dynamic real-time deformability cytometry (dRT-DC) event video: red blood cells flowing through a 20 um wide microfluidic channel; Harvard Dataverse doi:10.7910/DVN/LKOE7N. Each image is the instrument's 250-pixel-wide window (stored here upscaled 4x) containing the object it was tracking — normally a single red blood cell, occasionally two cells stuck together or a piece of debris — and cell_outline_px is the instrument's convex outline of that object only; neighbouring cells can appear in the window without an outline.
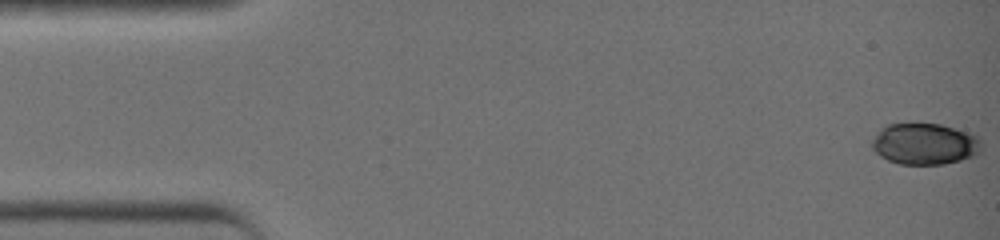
{"species": "common noctule bat (a hibernating species)", "species_latin": "Nyctalus noctula", "temperature_condition": "warm", "stored_images_in_passage": 42, "camera_frame_rate_fps": 3000, "um_per_image_px": 0.085, "animal": {"sex": "female", "body_mass_g": 19.0, "forearm_length_mm": 51.5}, "frame": {"image": 1, "passage_image": 1, "time_ms": 0.0, "image_size_px": [1000, 240], "cell_outline_px": [[980, 152], [972, 156], [960, 160], [944, 164], [900, 164], [888, 160], [880, 156], [872, 148], [872, 140], [880, 128], [888, 124], [940, 124], [976, 136], [980, 140]], "centroid_in_image_um": [78.56, 12.24], "position_along_channel_um": 6.4, "area_um2": 26.01}}
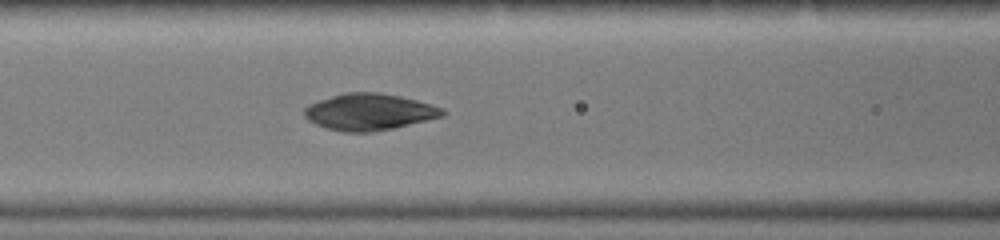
{"frame": {"image": 2, "passage_image": 18, "time_ms": 5.667, "image_size_px": [1000, 240], "cell_outline_px": [[448, 112], [444, 116], [392, 128], [372, 132], [344, 132], [328, 128], [316, 124], [308, 120], [304, 116], [304, 108], [308, 104], [344, 92], [376, 92], [400, 96], [432, 104], [444, 108]], "centroid_in_image_um": [31.4, 9.51], "position_along_channel_um": 135.2, "area_um2": 29.42}}
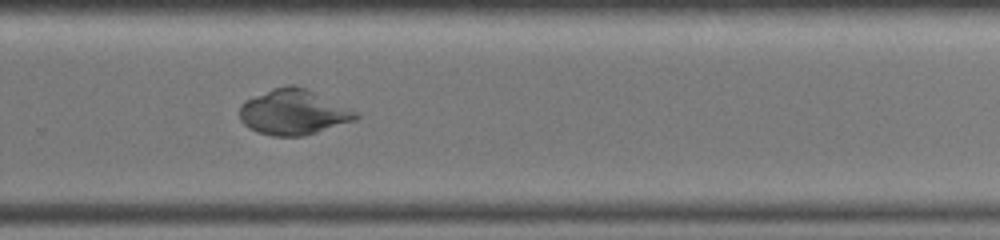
{"frame": {"image": 3, "passage_image": 29, "time_ms": 9.333, "image_size_px": [1000, 240], "cell_outline_px": [[360, 116], [356, 120], [304, 136], [272, 136], [256, 132], [248, 128], [240, 120], [240, 104], [244, 100], [272, 88], [288, 84], [292, 84], [304, 88], [348, 108], [356, 112]], "centroid_in_image_um": [24.88, 9.55], "position_along_channel_um": 304.9, "area_um2": 30.52}}